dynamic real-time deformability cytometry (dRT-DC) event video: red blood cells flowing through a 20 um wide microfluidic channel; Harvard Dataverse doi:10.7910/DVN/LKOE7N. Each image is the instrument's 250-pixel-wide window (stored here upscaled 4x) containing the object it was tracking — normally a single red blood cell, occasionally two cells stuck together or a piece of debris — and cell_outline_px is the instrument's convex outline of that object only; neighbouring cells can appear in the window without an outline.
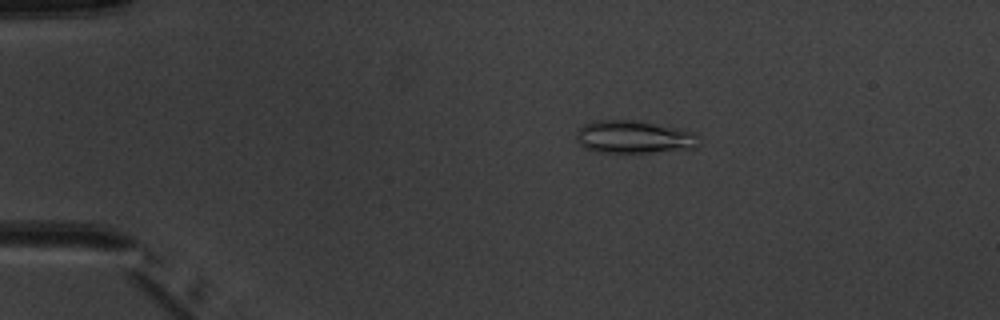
{"species": "common noctule bat (a hibernating species)", "species_latin": "Nyctalus noctula", "temperature_condition": "warm", "stored_images_in_passage": 8, "camera_frame_rate_fps": 3000, "um_per_image_px": 0.085, "animal": {"sex": "male", "body_mass_g": 20.1, "forearm_length_mm": 53.5}, "frame": {"image": 1, "passage_image": 3, "time_ms": 3.333, "image_size_px": [1000, 320], "cell_outline_px": [[696, 148], [652, 152], [596, 152], [584, 148], [576, 140], [576, 136], [580, 128], [584, 124], [596, 120], [636, 120], [676, 128], [692, 132]], "centroid_in_image_um": [53.77, 11.64], "position_along_channel_um": 31.2, "area_um2": 22.89}}
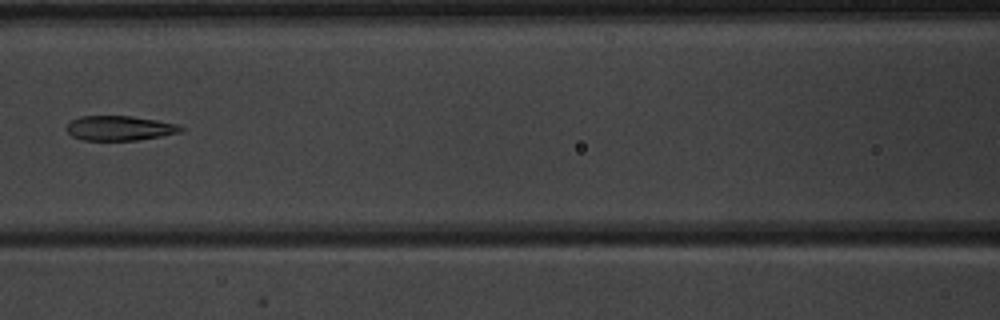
{"frame": {"image": 2, "passage_image": 7, "time_ms": 8.0, "image_size_px": [1000, 320], "cell_outline_px": [[184, 128], [180, 132], [160, 136], [136, 140], [84, 140], [72, 136], [64, 128], [72, 120], [80, 116], [132, 116], [180, 124]], "centroid_in_image_um": [10.16, 10.88], "position_along_channel_um": 156.4, "area_um2": 16.42}}
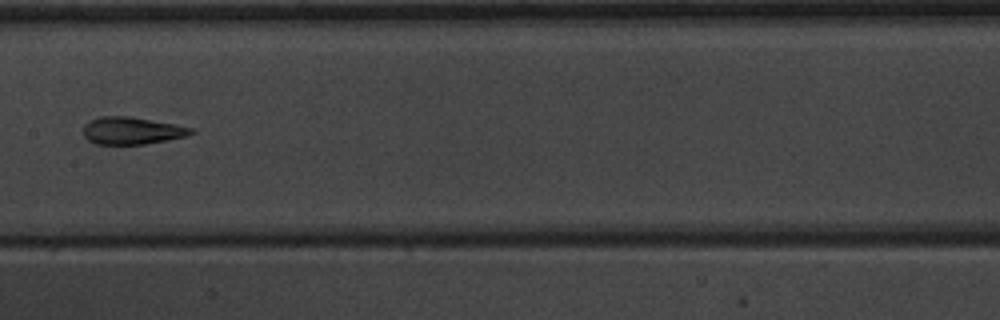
{"frame": {"image": 3, "passage_image": 8, "time_ms": 9.0, "image_size_px": [1000, 320], "cell_outline_px": [[196, 132], [184, 136], [168, 140], [144, 144], [96, 144], [88, 140], [84, 136], [84, 124], [88, 120], [100, 116], [128, 116], [172, 124], [192, 128]], "centroid_in_image_um": [11.15, 11.11], "position_along_channel_um": 196.2, "area_um2": 16.99}}